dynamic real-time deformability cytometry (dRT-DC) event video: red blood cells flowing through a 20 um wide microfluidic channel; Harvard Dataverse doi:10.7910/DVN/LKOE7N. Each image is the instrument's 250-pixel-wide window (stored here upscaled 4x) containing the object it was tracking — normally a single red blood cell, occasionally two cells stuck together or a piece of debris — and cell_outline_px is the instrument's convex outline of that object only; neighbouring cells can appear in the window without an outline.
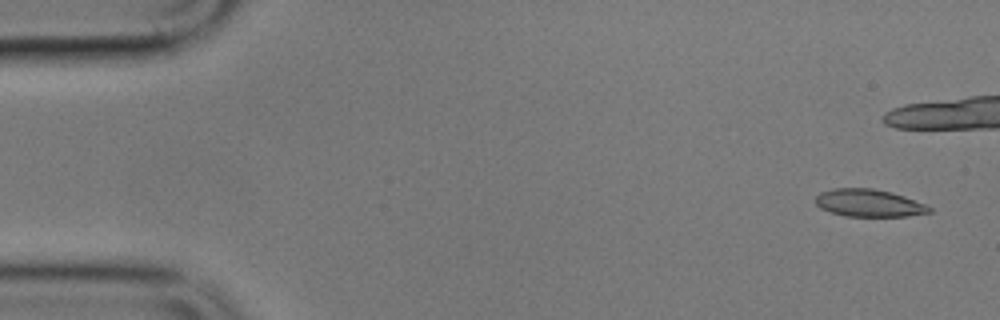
{"species": "common noctule bat (a hibernating species)", "species_latin": "Nyctalus noctula", "temperature_condition": "cold", "stored_images_in_passage": 6, "camera_frame_rate_fps": 3000, "um_per_image_px": 0.085, "animal": {"sex": "male", "body_mass_g": 17.9}, "frame": {"image": 1, "passage_image": 1, "time_ms": 0.0, "image_size_px": [1000, 320], "cell_outline_px": [[932, 212], [908, 216], [844, 216], [820, 208], [816, 204], [816, 196], [820, 192], [832, 188], [872, 188], [892, 192], [904, 196], [924, 204], [932, 208]], "centroid_in_image_um": [73.85, 17.25], "position_along_channel_um": 11.2, "area_um2": 18.21}}